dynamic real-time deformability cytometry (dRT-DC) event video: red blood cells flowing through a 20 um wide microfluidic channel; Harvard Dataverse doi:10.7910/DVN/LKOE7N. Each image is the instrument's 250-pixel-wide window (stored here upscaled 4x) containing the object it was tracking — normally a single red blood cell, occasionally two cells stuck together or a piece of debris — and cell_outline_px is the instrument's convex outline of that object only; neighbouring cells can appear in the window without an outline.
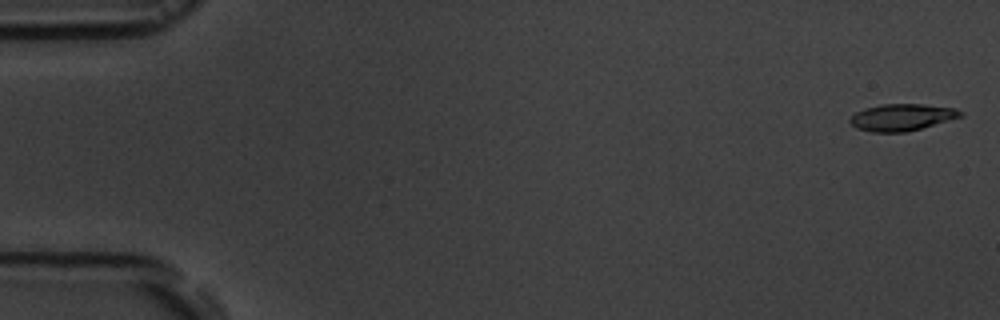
{"species": "common noctule bat (a hibernating species)", "species_latin": "Nyctalus noctula", "temperature_condition": "room temperature", "stored_images_in_passage": 4, "camera_frame_rate_fps": 3000, "um_per_image_px": 0.085, "animal": {"sex": "male", "body_mass_g": 19.5, "forearm_length_mm": 54.6}, "frame": {"image": 1, "passage_image": 1, "time_ms": 0.0, "image_size_px": [1000, 320], "cell_outline_px": [[964, 116], [920, 128], [904, 132], [872, 132], [856, 128], [848, 120], [856, 112], [864, 108], [880, 104], [924, 104], [956, 108], [964, 112]], "centroid_in_image_um": [76.67, 9.95], "position_along_channel_um": 8.3, "area_um2": 17.28}}